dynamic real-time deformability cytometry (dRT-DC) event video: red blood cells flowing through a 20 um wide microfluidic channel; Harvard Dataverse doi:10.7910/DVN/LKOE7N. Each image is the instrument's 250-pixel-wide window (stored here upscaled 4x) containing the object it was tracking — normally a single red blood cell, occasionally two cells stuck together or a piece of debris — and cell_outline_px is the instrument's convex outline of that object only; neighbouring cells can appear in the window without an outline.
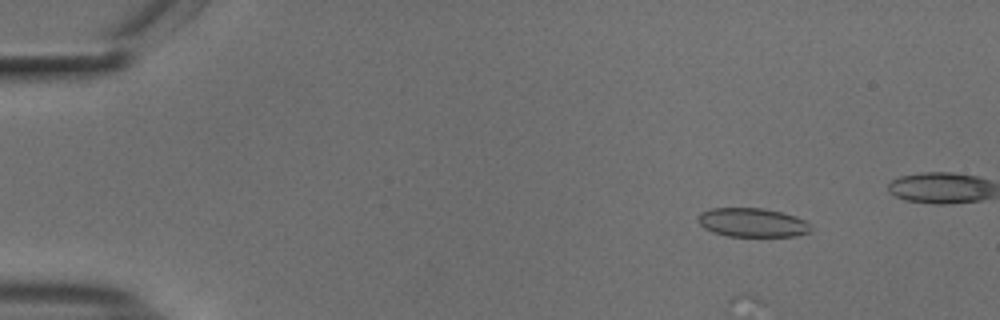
{"species": "common noctule bat (a hibernating species)", "species_latin": "Nyctalus noctula", "temperature_condition": "cold", "stored_images_in_passage": 49, "camera_frame_rate_fps": 3000, "um_per_image_px": 0.085, "animal": {"sex": "male", "body_mass_g": 18.8}, "frame": {"image": 1, "passage_image": 7, "time_ms": 2.0, "image_size_px": [1000, 320], "cell_outline_px": [[812, 232], [796, 236], [728, 236], [712, 232], [704, 228], [696, 220], [700, 212], [712, 208], [764, 208], [796, 216], [804, 220], [812, 228]], "centroid_in_image_um": [63.94, 18.92], "position_along_channel_um": 21.1, "area_um2": 19.13}}
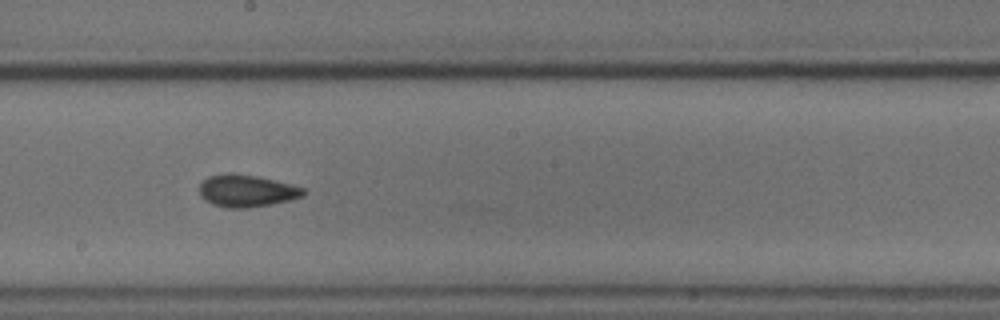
{"frame": {"image": 2, "passage_image": 31, "time_ms": 10.0, "image_size_px": [1000, 320], "cell_outline_px": [[308, 192], [304, 196], [288, 200], [248, 208], [228, 208], [212, 204], [204, 200], [200, 196], [200, 184], [208, 176], [228, 172], [232, 172], [256, 176], [304, 188]], "centroid_in_image_um": [20.93, 16.21], "position_along_channel_um": 227.3, "area_um2": 19.42}}
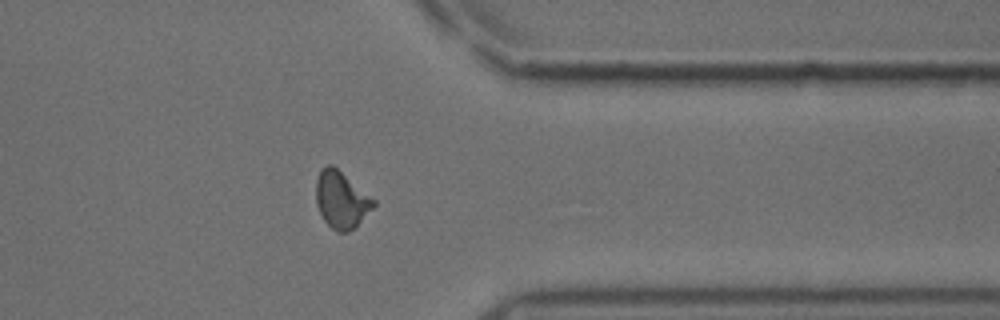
{"frame": {"image": 3, "passage_image": 44, "time_ms": 14.333, "image_size_px": [1000, 320], "cell_outline_px": [[376, 204], [356, 228], [348, 232], [336, 232], [324, 220], [316, 204], [316, 180], [320, 172], [328, 164], [332, 164], [376, 200]], "centroid_in_image_um": [29.03, 17.01], "position_along_channel_um": 382.4, "area_um2": 19.07}}